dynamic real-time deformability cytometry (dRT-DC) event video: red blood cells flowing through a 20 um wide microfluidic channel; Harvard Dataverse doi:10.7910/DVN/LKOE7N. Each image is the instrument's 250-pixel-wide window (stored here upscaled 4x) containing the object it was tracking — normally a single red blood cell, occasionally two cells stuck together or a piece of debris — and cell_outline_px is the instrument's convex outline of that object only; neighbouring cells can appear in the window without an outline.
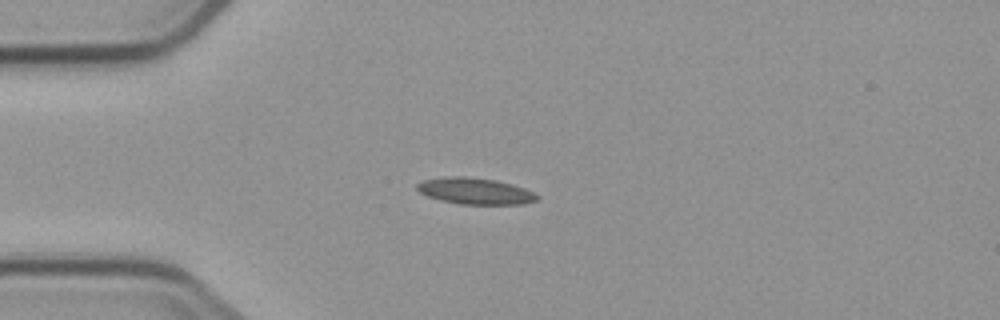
{"species": "common noctule bat (a hibernating species)", "species_latin": "Nyctalus noctula", "temperature_condition": "cold", "stored_images_in_passage": 9, "camera_frame_rate_fps": 3000, "um_per_image_px": 0.085, "animal": {"sex": "male", "body_mass_g": 23.1, "forearm_length_mm": 52.7}, "frame": {"image": 1, "passage_image": 4, "time_ms": 3.667, "image_size_px": [1000, 320], "cell_outline_px": [[540, 196], [536, 200], [524, 204], [460, 204], [440, 200], [428, 196], [420, 192], [416, 188], [416, 184], [424, 180], [444, 176], [464, 176], [496, 180], [512, 184], [524, 188]], "centroid_in_image_um": [40.37, 16.23], "position_along_channel_um": 44.6, "area_um2": 18.44}}
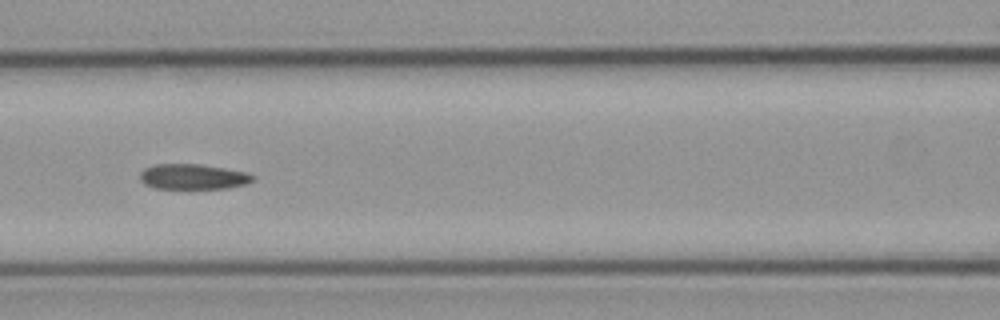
{"frame": {"image": 2, "passage_image": 7, "time_ms": 7.0, "image_size_px": [1000, 320], "cell_outline_px": [[256, 176], [252, 180], [244, 184], [228, 188], [152, 188], [144, 184], [140, 180], [140, 172], [144, 168], [156, 164], [200, 164], [248, 172]], "centroid_in_image_um": [16.38, 15.01], "position_along_channel_um": 150.2, "area_um2": 16.65}}
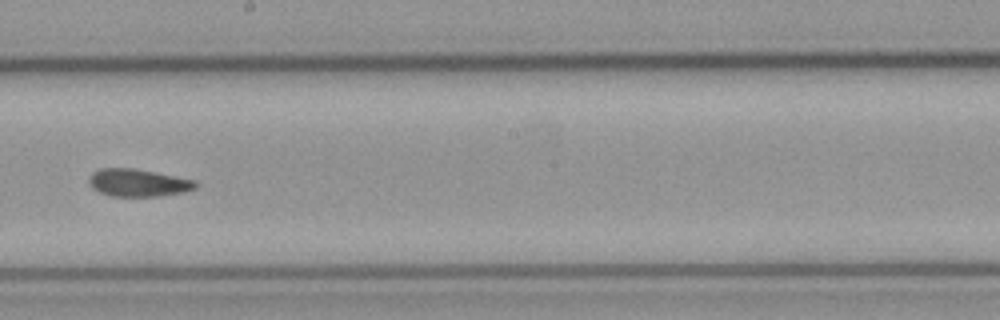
{"frame": {"image": 3, "passage_image": 9, "time_ms": 9.333, "image_size_px": [1000, 320], "cell_outline_px": [[196, 188], [184, 192], [160, 196], [112, 196], [100, 192], [92, 188], [88, 184], [88, 176], [92, 172], [100, 168], [132, 168], [196, 180]], "centroid_in_image_um": [11.7, 15.53], "position_along_channel_um": 236.5, "area_um2": 17.11}}